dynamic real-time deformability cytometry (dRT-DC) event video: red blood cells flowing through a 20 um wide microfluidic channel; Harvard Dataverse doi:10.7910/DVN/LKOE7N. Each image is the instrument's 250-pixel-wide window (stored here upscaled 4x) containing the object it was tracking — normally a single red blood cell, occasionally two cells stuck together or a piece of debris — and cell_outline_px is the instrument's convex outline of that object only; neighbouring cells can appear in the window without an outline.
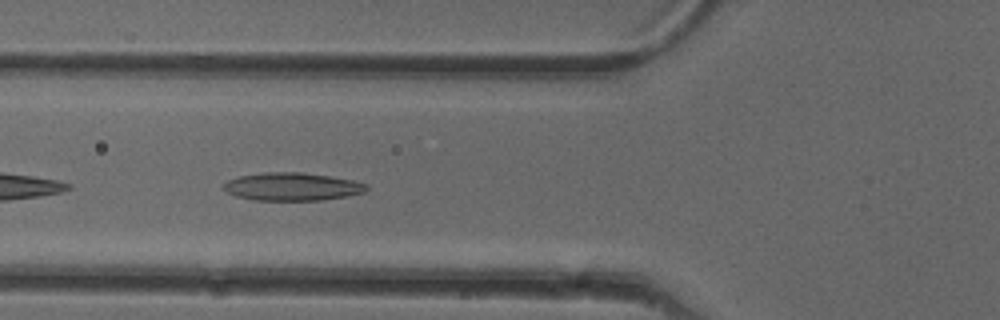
{"species": "common noctule bat (a hibernating species)", "species_latin": "Nyctalus noctula", "temperature_condition": "cold", "stored_images_in_passage": 33, "camera_frame_rate_fps": 3000, "um_per_image_px": 0.085, "animal": {"sex": "female"}, "frame": {"image": 1, "passage_image": 4, "time_ms": 1.0, "image_size_px": [1000, 320], "cell_outline_px": [[368, 188], [364, 192], [348, 196], [320, 200], [256, 200], [236, 196], [220, 188], [228, 180], [240, 176], [264, 172], [300, 172], [328, 176], [352, 180], [368, 184]], "centroid_in_image_um": [24.82, 15.86], "position_along_channel_um": 101.0, "area_um2": 23.18}}
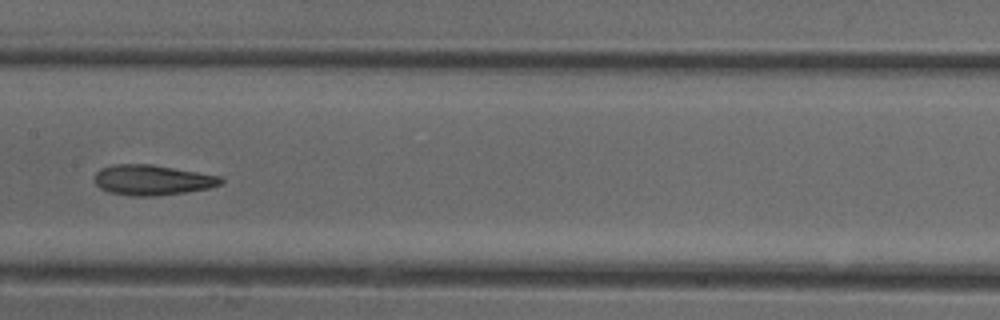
{"frame": {"image": 2, "passage_image": 11, "time_ms": 3.333, "image_size_px": [1000, 320], "cell_outline_px": [[224, 180], [220, 184], [208, 188], [184, 192], [156, 196], [128, 196], [108, 192], [100, 188], [96, 184], [96, 172], [100, 168], [112, 164], [152, 164], [220, 176]], "centroid_in_image_um": [12.91, 15.3], "position_along_channel_um": 194.5, "area_um2": 22.25}}
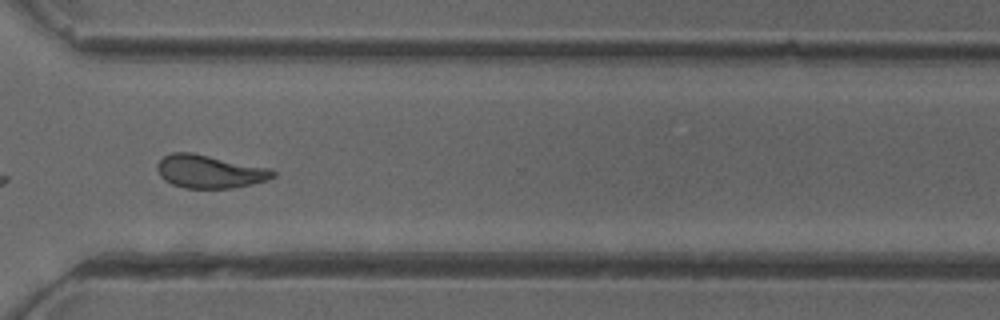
{"frame": {"image": 3, "passage_image": 23, "time_ms": 7.333, "image_size_px": [1000, 320], "cell_outline_px": [[276, 176], [268, 180], [232, 188], [184, 188], [172, 184], [164, 180], [160, 176], [156, 168], [156, 164], [164, 156], [172, 152], [192, 152], [272, 168], [276, 172]], "centroid_in_image_um": [17.83, 14.57], "position_along_channel_um": 352.8, "area_um2": 22.6}, "authors_computed_cell_mechanics": {"area_um2": 21.8484, "velocity_mm_per_s": 3.9772, "shape_relaxation_time_tau1_ms": 9.1778, "shape_relaxation_time_tau2_ms": 2.8794, "deformation_change_tau1": 0.2367, "deformation_change_tau2": 0.1138}}